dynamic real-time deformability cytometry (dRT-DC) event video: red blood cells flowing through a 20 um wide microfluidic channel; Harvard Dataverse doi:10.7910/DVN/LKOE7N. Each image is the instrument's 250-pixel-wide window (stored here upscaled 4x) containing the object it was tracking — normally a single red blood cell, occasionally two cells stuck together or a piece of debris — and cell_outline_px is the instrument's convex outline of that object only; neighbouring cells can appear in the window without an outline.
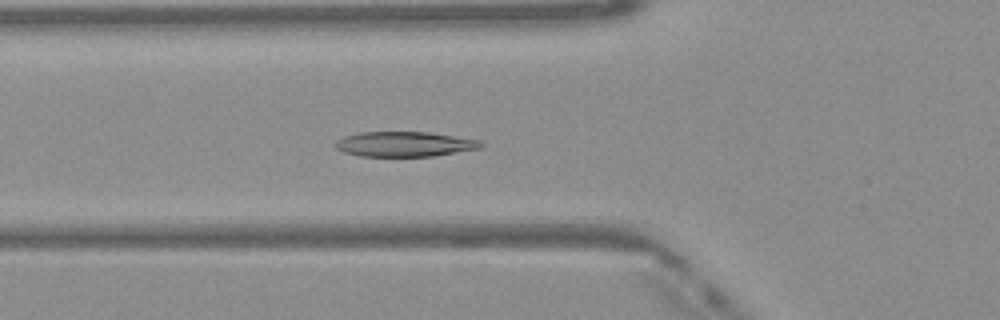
{"species": "Egyptian fruit bat (a non-hibernating species)", "species_latin": "Rousettus aegyptiacus", "temperature_condition": "warm", "stored_images_in_passage": 38, "camera_frame_rate_fps": 3000, "um_per_image_px": 0.085, "frame": {"image": 1, "passage_image": 5, "time_ms": 1.333, "image_size_px": [1000, 320], "cell_outline_px": [[484, 144], [480, 148], [432, 156], [360, 156], [344, 152], [336, 148], [336, 140], [344, 136], [360, 132], [428, 132], [480, 140]], "centroid_in_image_um": [34.37, 12.24], "position_along_channel_um": 91.4, "area_um2": 21.04}}
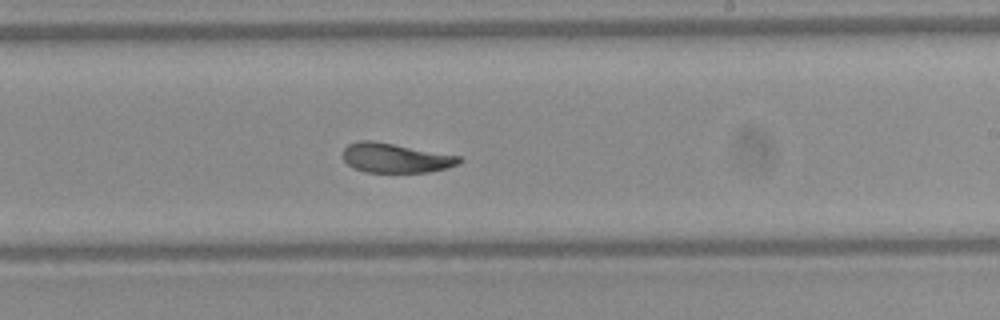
{"frame": {"image": 2, "passage_image": 17, "time_ms": 5.333, "image_size_px": [1000, 320], "cell_outline_px": [[464, 160], [460, 164], [448, 168], [428, 172], [364, 172], [352, 168], [344, 160], [344, 148], [348, 144], [360, 140], [368, 140], [392, 144], [460, 156]], "centroid_in_image_um": [33.63, 13.44], "position_along_channel_um": 255.4, "area_um2": 19.88}}
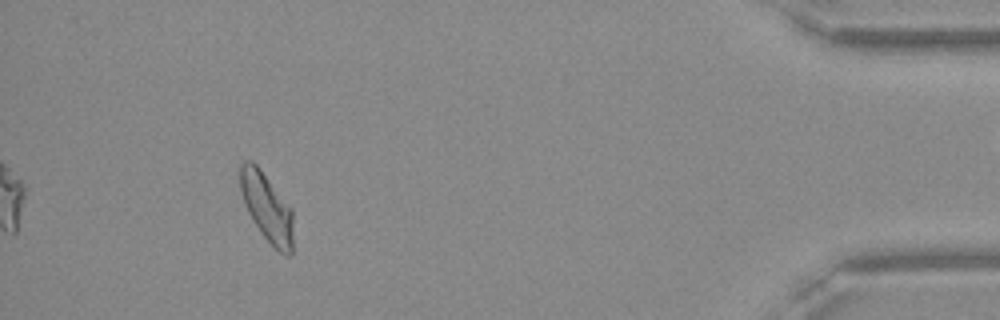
{"frame": {"image": 3, "passage_image": 33, "time_ms": 10.667, "image_size_px": [1000, 320], "cell_outline_px": [[292, 256], [284, 256], [260, 232], [252, 220], [244, 204], [240, 192], [240, 164], [244, 160], [252, 160], [256, 164], [292, 208]], "centroid_in_image_um": [22.67, 17.61], "position_along_channel_um": 412.5, "area_um2": 21.15}, "authors_computed_cell_mechanics": {"area_um2": 21.0681, "velocity_mm_per_s": 4.091, "shape_relaxation_time_tau1_ms": 4.802, "shape_relaxation_time_tau2_ms": 1.6694, "deformation_change_tau1": 0.1671, "deformation_change_tau2": 0.0752}}